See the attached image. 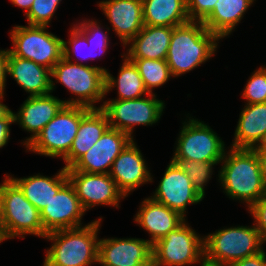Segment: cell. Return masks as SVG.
Masks as SVG:
<instances>
[{
  "label": "cell",
  "mask_w": 266,
  "mask_h": 266,
  "mask_svg": "<svg viewBox=\"0 0 266 266\" xmlns=\"http://www.w3.org/2000/svg\"><path fill=\"white\" fill-rule=\"evenodd\" d=\"M10 1L11 3H13V5L19 6L20 8L24 9L25 10L24 15H26L29 12L34 0H10Z\"/></svg>",
  "instance_id": "obj_41"
},
{
  "label": "cell",
  "mask_w": 266,
  "mask_h": 266,
  "mask_svg": "<svg viewBox=\"0 0 266 266\" xmlns=\"http://www.w3.org/2000/svg\"><path fill=\"white\" fill-rule=\"evenodd\" d=\"M140 73L145 89L153 93L154 88L163 86L172 77L166 60L129 59Z\"/></svg>",
  "instance_id": "obj_29"
},
{
  "label": "cell",
  "mask_w": 266,
  "mask_h": 266,
  "mask_svg": "<svg viewBox=\"0 0 266 266\" xmlns=\"http://www.w3.org/2000/svg\"><path fill=\"white\" fill-rule=\"evenodd\" d=\"M256 153L260 161L262 179L266 188V150H256Z\"/></svg>",
  "instance_id": "obj_40"
},
{
  "label": "cell",
  "mask_w": 266,
  "mask_h": 266,
  "mask_svg": "<svg viewBox=\"0 0 266 266\" xmlns=\"http://www.w3.org/2000/svg\"><path fill=\"white\" fill-rule=\"evenodd\" d=\"M186 218L177 211L171 210L151 197L145 198L140 206L134 221L146 230L151 245L164 238L170 231L179 227Z\"/></svg>",
  "instance_id": "obj_20"
},
{
  "label": "cell",
  "mask_w": 266,
  "mask_h": 266,
  "mask_svg": "<svg viewBox=\"0 0 266 266\" xmlns=\"http://www.w3.org/2000/svg\"><path fill=\"white\" fill-rule=\"evenodd\" d=\"M164 175L159 181L153 200L177 211L186 218L187 206L197 204L203 198L194 189L191 180L173 161L167 165Z\"/></svg>",
  "instance_id": "obj_13"
},
{
  "label": "cell",
  "mask_w": 266,
  "mask_h": 266,
  "mask_svg": "<svg viewBox=\"0 0 266 266\" xmlns=\"http://www.w3.org/2000/svg\"><path fill=\"white\" fill-rule=\"evenodd\" d=\"M47 29V26H14L10 31L13 46L9 51L51 70L63 57V39Z\"/></svg>",
  "instance_id": "obj_10"
},
{
  "label": "cell",
  "mask_w": 266,
  "mask_h": 266,
  "mask_svg": "<svg viewBox=\"0 0 266 266\" xmlns=\"http://www.w3.org/2000/svg\"><path fill=\"white\" fill-rule=\"evenodd\" d=\"M256 150H266V137L264 141L261 143V145L256 148Z\"/></svg>",
  "instance_id": "obj_43"
},
{
  "label": "cell",
  "mask_w": 266,
  "mask_h": 266,
  "mask_svg": "<svg viewBox=\"0 0 266 266\" xmlns=\"http://www.w3.org/2000/svg\"><path fill=\"white\" fill-rule=\"evenodd\" d=\"M228 266H266V252L263 250L258 254L233 262Z\"/></svg>",
  "instance_id": "obj_37"
},
{
  "label": "cell",
  "mask_w": 266,
  "mask_h": 266,
  "mask_svg": "<svg viewBox=\"0 0 266 266\" xmlns=\"http://www.w3.org/2000/svg\"><path fill=\"white\" fill-rule=\"evenodd\" d=\"M204 266V237L186 220L152 245V266Z\"/></svg>",
  "instance_id": "obj_8"
},
{
  "label": "cell",
  "mask_w": 266,
  "mask_h": 266,
  "mask_svg": "<svg viewBox=\"0 0 266 266\" xmlns=\"http://www.w3.org/2000/svg\"><path fill=\"white\" fill-rule=\"evenodd\" d=\"M8 176L23 191L25 198L39 211L45 208L52 197L69 181L64 167L54 177L43 176L39 173L23 178Z\"/></svg>",
  "instance_id": "obj_25"
},
{
  "label": "cell",
  "mask_w": 266,
  "mask_h": 266,
  "mask_svg": "<svg viewBox=\"0 0 266 266\" xmlns=\"http://www.w3.org/2000/svg\"><path fill=\"white\" fill-rule=\"evenodd\" d=\"M217 0H186L190 20L203 21L215 8Z\"/></svg>",
  "instance_id": "obj_35"
},
{
  "label": "cell",
  "mask_w": 266,
  "mask_h": 266,
  "mask_svg": "<svg viewBox=\"0 0 266 266\" xmlns=\"http://www.w3.org/2000/svg\"><path fill=\"white\" fill-rule=\"evenodd\" d=\"M254 218V225L259 230L264 242L266 243V196L259 199L248 208Z\"/></svg>",
  "instance_id": "obj_36"
},
{
  "label": "cell",
  "mask_w": 266,
  "mask_h": 266,
  "mask_svg": "<svg viewBox=\"0 0 266 266\" xmlns=\"http://www.w3.org/2000/svg\"><path fill=\"white\" fill-rule=\"evenodd\" d=\"M0 228L5 240L25 238V235L43 237L45 232L40 211L26 198L19 186L6 174L0 184Z\"/></svg>",
  "instance_id": "obj_4"
},
{
  "label": "cell",
  "mask_w": 266,
  "mask_h": 266,
  "mask_svg": "<svg viewBox=\"0 0 266 266\" xmlns=\"http://www.w3.org/2000/svg\"><path fill=\"white\" fill-rule=\"evenodd\" d=\"M14 123V112L11 111L4 119L0 120V148L7 145L10 137V125Z\"/></svg>",
  "instance_id": "obj_38"
},
{
  "label": "cell",
  "mask_w": 266,
  "mask_h": 266,
  "mask_svg": "<svg viewBox=\"0 0 266 266\" xmlns=\"http://www.w3.org/2000/svg\"><path fill=\"white\" fill-rule=\"evenodd\" d=\"M131 140L126 133L109 127L70 168L91 174H109L114 160Z\"/></svg>",
  "instance_id": "obj_16"
},
{
  "label": "cell",
  "mask_w": 266,
  "mask_h": 266,
  "mask_svg": "<svg viewBox=\"0 0 266 266\" xmlns=\"http://www.w3.org/2000/svg\"><path fill=\"white\" fill-rule=\"evenodd\" d=\"M122 58L124 59L118 77L114 78L109 71L105 73V95L115 87L118 95L111 100L138 99L149 94L134 63L125 55H122Z\"/></svg>",
  "instance_id": "obj_28"
},
{
  "label": "cell",
  "mask_w": 266,
  "mask_h": 266,
  "mask_svg": "<svg viewBox=\"0 0 266 266\" xmlns=\"http://www.w3.org/2000/svg\"><path fill=\"white\" fill-rule=\"evenodd\" d=\"M255 0H217L213 11L202 21L219 39L229 36Z\"/></svg>",
  "instance_id": "obj_26"
},
{
  "label": "cell",
  "mask_w": 266,
  "mask_h": 266,
  "mask_svg": "<svg viewBox=\"0 0 266 266\" xmlns=\"http://www.w3.org/2000/svg\"><path fill=\"white\" fill-rule=\"evenodd\" d=\"M66 171L85 212L97 205L114 206L119 209L120 200L126 198L110 174H91L71 168Z\"/></svg>",
  "instance_id": "obj_12"
},
{
  "label": "cell",
  "mask_w": 266,
  "mask_h": 266,
  "mask_svg": "<svg viewBox=\"0 0 266 266\" xmlns=\"http://www.w3.org/2000/svg\"><path fill=\"white\" fill-rule=\"evenodd\" d=\"M9 49H0V92H5Z\"/></svg>",
  "instance_id": "obj_39"
},
{
  "label": "cell",
  "mask_w": 266,
  "mask_h": 266,
  "mask_svg": "<svg viewBox=\"0 0 266 266\" xmlns=\"http://www.w3.org/2000/svg\"><path fill=\"white\" fill-rule=\"evenodd\" d=\"M7 75L29 93V96L52 93L56 84L51 78V70L32 60L14 56L10 51L7 60Z\"/></svg>",
  "instance_id": "obj_21"
},
{
  "label": "cell",
  "mask_w": 266,
  "mask_h": 266,
  "mask_svg": "<svg viewBox=\"0 0 266 266\" xmlns=\"http://www.w3.org/2000/svg\"><path fill=\"white\" fill-rule=\"evenodd\" d=\"M171 161L186 173L194 189L204 199L205 186L211 180L214 172L213 166L220 162H198L185 159H171Z\"/></svg>",
  "instance_id": "obj_31"
},
{
  "label": "cell",
  "mask_w": 266,
  "mask_h": 266,
  "mask_svg": "<svg viewBox=\"0 0 266 266\" xmlns=\"http://www.w3.org/2000/svg\"><path fill=\"white\" fill-rule=\"evenodd\" d=\"M90 110L84 106L65 105L25 147L52 158H64L76 137L81 118Z\"/></svg>",
  "instance_id": "obj_7"
},
{
  "label": "cell",
  "mask_w": 266,
  "mask_h": 266,
  "mask_svg": "<svg viewBox=\"0 0 266 266\" xmlns=\"http://www.w3.org/2000/svg\"><path fill=\"white\" fill-rule=\"evenodd\" d=\"M132 139L114 160L110 177L125 197L143 184L153 182L146 160Z\"/></svg>",
  "instance_id": "obj_17"
},
{
  "label": "cell",
  "mask_w": 266,
  "mask_h": 266,
  "mask_svg": "<svg viewBox=\"0 0 266 266\" xmlns=\"http://www.w3.org/2000/svg\"><path fill=\"white\" fill-rule=\"evenodd\" d=\"M61 1L34 0L29 12L26 14L28 25L49 27Z\"/></svg>",
  "instance_id": "obj_33"
},
{
  "label": "cell",
  "mask_w": 266,
  "mask_h": 266,
  "mask_svg": "<svg viewBox=\"0 0 266 266\" xmlns=\"http://www.w3.org/2000/svg\"><path fill=\"white\" fill-rule=\"evenodd\" d=\"M165 103L149 93L138 99L105 100L99 107L107 116L109 126L126 133L131 139L136 125L152 126L162 116Z\"/></svg>",
  "instance_id": "obj_9"
},
{
  "label": "cell",
  "mask_w": 266,
  "mask_h": 266,
  "mask_svg": "<svg viewBox=\"0 0 266 266\" xmlns=\"http://www.w3.org/2000/svg\"><path fill=\"white\" fill-rule=\"evenodd\" d=\"M108 70L100 66L74 63L62 57L51 69V78L62 84L75 98L63 100L65 105L95 106L105 98V73Z\"/></svg>",
  "instance_id": "obj_6"
},
{
  "label": "cell",
  "mask_w": 266,
  "mask_h": 266,
  "mask_svg": "<svg viewBox=\"0 0 266 266\" xmlns=\"http://www.w3.org/2000/svg\"><path fill=\"white\" fill-rule=\"evenodd\" d=\"M98 6L111 23L124 47L142 30V0H102Z\"/></svg>",
  "instance_id": "obj_18"
},
{
  "label": "cell",
  "mask_w": 266,
  "mask_h": 266,
  "mask_svg": "<svg viewBox=\"0 0 266 266\" xmlns=\"http://www.w3.org/2000/svg\"><path fill=\"white\" fill-rule=\"evenodd\" d=\"M266 137V102L245 104L234 132L232 148L254 149Z\"/></svg>",
  "instance_id": "obj_23"
},
{
  "label": "cell",
  "mask_w": 266,
  "mask_h": 266,
  "mask_svg": "<svg viewBox=\"0 0 266 266\" xmlns=\"http://www.w3.org/2000/svg\"><path fill=\"white\" fill-rule=\"evenodd\" d=\"M106 114L101 109H90L82 118L69 153L63 158L65 169L84 155L109 128Z\"/></svg>",
  "instance_id": "obj_24"
},
{
  "label": "cell",
  "mask_w": 266,
  "mask_h": 266,
  "mask_svg": "<svg viewBox=\"0 0 266 266\" xmlns=\"http://www.w3.org/2000/svg\"><path fill=\"white\" fill-rule=\"evenodd\" d=\"M69 33L70 38L68 41L63 40V57L72 62V59H75L71 55L73 52L76 57L78 56L75 63L82 64L79 60H89V46L87 40L74 26ZM85 48H87V50H85ZM79 57L80 59L78 60Z\"/></svg>",
  "instance_id": "obj_34"
},
{
  "label": "cell",
  "mask_w": 266,
  "mask_h": 266,
  "mask_svg": "<svg viewBox=\"0 0 266 266\" xmlns=\"http://www.w3.org/2000/svg\"><path fill=\"white\" fill-rule=\"evenodd\" d=\"M174 27L147 26L128 43V59L166 60Z\"/></svg>",
  "instance_id": "obj_22"
},
{
  "label": "cell",
  "mask_w": 266,
  "mask_h": 266,
  "mask_svg": "<svg viewBox=\"0 0 266 266\" xmlns=\"http://www.w3.org/2000/svg\"><path fill=\"white\" fill-rule=\"evenodd\" d=\"M85 211L77 197L74 186L68 181L40 211L45 232L83 226L81 223Z\"/></svg>",
  "instance_id": "obj_14"
},
{
  "label": "cell",
  "mask_w": 266,
  "mask_h": 266,
  "mask_svg": "<svg viewBox=\"0 0 266 266\" xmlns=\"http://www.w3.org/2000/svg\"><path fill=\"white\" fill-rule=\"evenodd\" d=\"M241 97L247 101L245 104L266 102V69L264 66L252 72Z\"/></svg>",
  "instance_id": "obj_32"
},
{
  "label": "cell",
  "mask_w": 266,
  "mask_h": 266,
  "mask_svg": "<svg viewBox=\"0 0 266 266\" xmlns=\"http://www.w3.org/2000/svg\"><path fill=\"white\" fill-rule=\"evenodd\" d=\"M96 20H82L73 26L86 38L89 46V59H96L97 56L104 54L109 48V27L104 32L101 23ZM100 23V25H99ZM103 30V31H102ZM96 56V57H95Z\"/></svg>",
  "instance_id": "obj_30"
},
{
  "label": "cell",
  "mask_w": 266,
  "mask_h": 266,
  "mask_svg": "<svg viewBox=\"0 0 266 266\" xmlns=\"http://www.w3.org/2000/svg\"><path fill=\"white\" fill-rule=\"evenodd\" d=\"M189 115L186 117L189 119L182 122L171 159L221 162L226 152L224 141L209 125Z\"/></svg>",
  "instance_id": "obj_11"
},
{
  "label": "cell",
  "mask_w": 266,
  "mask_h": 266,
  "mask_svg": "<svg viewBox=\"0 0 266 266\" xmlns=\"http://www.w3.org/2000/svg\"><path fill=\"white\" fill-rule=\"evenodd\" d=\"M204 237V264H229L262 252L265 244L259 230L253 226H235L216 230Z\"/></svg>",
  "instance_id": "obj_5"
},
{
  "label": "cell",
  "mask_w": 266,
  "mask_h": 266,
  "mask_svg": "<svg viewBox=\"0 0 266 266\" xmlns=\"http://www.w3.org/2000/svg\"><path fill=\"white\" fill-rule=\"evenodd\" d=\"M3 241H5V239L3 237V234H2V231H1V228H0V243H2Z\"/></svg>",
  "instance_id": "obj_44"
},
{
  "label": "cell",
  "mask_w": 266,
  "mask_h": 266,
  "mask_svg": "<svg viewBox=\"0 0 266 266\" xmlns=\"http://www.w3.org/2000/svg\"><path fill=\"white\" fill-rule=\"evenodd\" d=\"M220 163L218 181L229 198L245 202L249 208L266 196L256 148L230 147Z\"/></svg>",
  "instance_id": "obj_1"
},
{
  "label": "cell",
  "mask_w": 266,
  "mask_h": 266,
  "mask_svg": "<svg viewBox=\"0 0 266 266\" xmlns=\"http://www.w3.org/2000/svg\"><path fill=\"white\" fill-rule=\"evenodd\" d=\"M147 26L175 27L190 21L186 0H142Z\"/></svg>",
  "instance_id": "obj_27"
},
{
  "label": "cell",
  "mask_w": 266,
  "mask_h": 266,
  "mask_svg": "<svg viewBox=\"0 0 266 266\" xmlns=\"http://www.w3.org/2000/svg\"><path fill=\"white\" fill-rule=\"evenodd\" d=\"M5 92H0V120L4 119L12 110L2 103Z\"/></svg>",
  "instance_id": "obj_42"
},
{
  "label": "cell",
  "mask_w": 266,
  "mask_h": 266,
  "mask_svg": "<svg viewBox=\"0 0 266 266\" xmlns=\"http://www.w3.org/2000/svg\"><path fill=\"white\" fill-rule=\"evenodd\" d=\"M102 218L81 227L48 233L51 241L43 266H89L98 264V231Z\"/></svg>",
  "instance_id": "obj_3"
},
{
  "label": "cell",
  "mask_w": 266,
  "mask_h": 266,
  "mask_svg": "<svg viewBox=\"0 0 266 266\" xmlns=\"http://www.w3.org/2000/svg\"><path fill=\"white\" fill-rule=\"evenodd\" d=\"M64 106L63 100L58 99V97L53 96L51 93L28 96L18 112H14V123L19 124L24 131L31 134L30 137L23 140V146L32 141Z\"/></svg>",
  "instance_id": "obj_19"
},
{
  "label": "cell",
  "mask_w": 266,
  "mask_h": 266,
  "mask_svg": "<svg viewBox=\"0 0 266 266\" xmlns=\"http://www.w3.org/2000/svg\"><path fill=\"white\" fill-rule=\"evenodd\" d=\"M220 39L202 21L190 20L175 26L166 62L173 77H179L206 63L215 54Z\"/></svg>",
  "instance_id": "obj_2"
},
{
  "label": "cell",
  "mask_w": 266,
  "mask_h": 266,
  "mask_svg": "<svg viewBox=\"0 0 266 266\" xmlns=\"http://www.w3.org/2000/svg\"><path fill=\"white\" fill-rule=\"evenodd\" d=\"M102 266H152V245L140 238H102L98 243Z\"/></svg>",
  "instance_id": "obj_15"
}]
</instances>
